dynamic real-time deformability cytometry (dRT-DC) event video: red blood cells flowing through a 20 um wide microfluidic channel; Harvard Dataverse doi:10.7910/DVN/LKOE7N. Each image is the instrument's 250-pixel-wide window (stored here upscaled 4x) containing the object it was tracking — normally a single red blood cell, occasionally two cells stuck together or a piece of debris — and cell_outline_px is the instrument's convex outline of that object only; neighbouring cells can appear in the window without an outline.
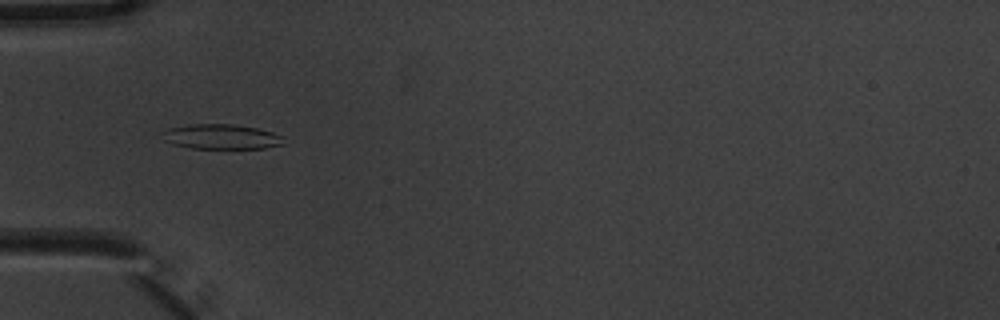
{"species": "common noctule bat (a hibernating species)", "species_latin": "Nyctalus noctula", "temperature_condition": "warm", "stored_images_in_passage": 7, "camera_frame_rate_fps": 3000, "um_per_image_px": 0.085, "animal": {"sex": "male", "body_mass_g": 20.1, "forearm_length_mm": 53.5}, "frame": {"image": 1, "passage_image": 5, "time_ms": 1.333, "image_size_px": [1000, 320], "cell_outline_px": [[284, 144], [264, 148], [192, 148], [172, 144], [164, 140], [164, 132], [168, 128], [188, 124], [232, 124], [256, 128], [272, 132], [284, 136]], "centroid_in_image_um": [18.84, 11.61], "position_along_channel_um": 66.2, "area_um2": 17.51}}
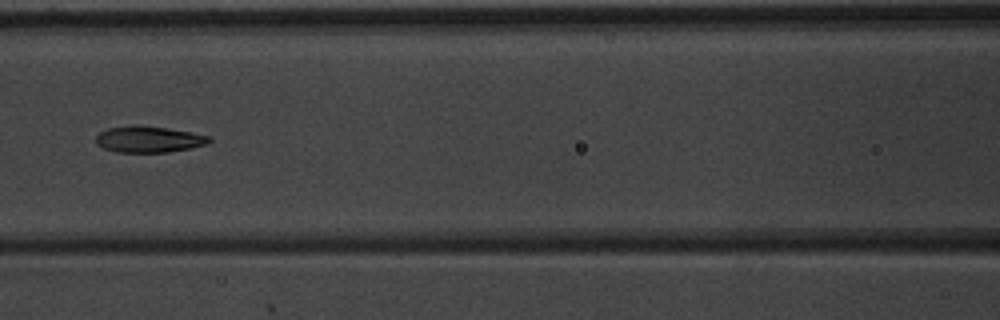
{"frame": {"image": 2, "passage_image": 7, "time_ms": 2.0, "image_size_px": [1000, 320], "cell_outline_px": [[212, 140], [208, 144], [192, 148], [168, 152], [116, 152], [104, 148], [96, 144], [96, 136], [100, 132], [108, 128], [136, 124], [140, 124], [168, 128], [192, 132], [212, 136]], "centroid_in_image_um": [12.68, 11.83], "position_along_channel_um": 153.9, "area_um2": 17.69}}